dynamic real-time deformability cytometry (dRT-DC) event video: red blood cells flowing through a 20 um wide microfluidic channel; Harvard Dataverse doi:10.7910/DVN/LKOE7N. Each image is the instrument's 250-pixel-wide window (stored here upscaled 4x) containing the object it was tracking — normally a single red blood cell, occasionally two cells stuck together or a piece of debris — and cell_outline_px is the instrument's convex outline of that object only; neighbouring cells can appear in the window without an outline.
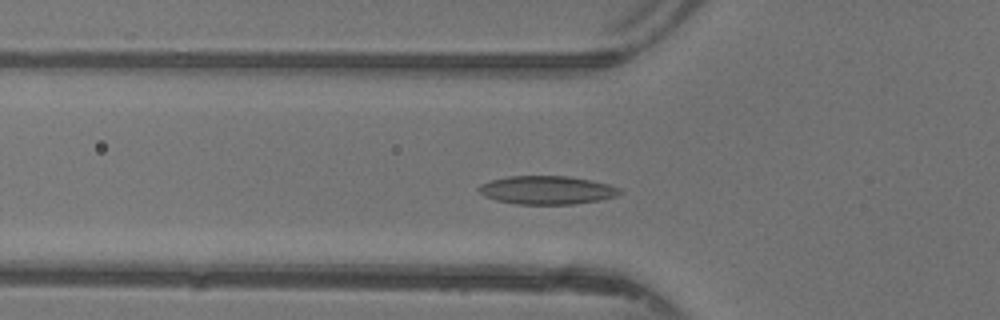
{"species": "common noctule bat (a hibernating species)", "species_latin": "Nyctalus noctula", "temperature_condition": "warm", "stored_images_in_passage": 45, "camera_frame_rate_fps": 3000, "um_per_image_px": 0.085, "animal": {"sex": "female"}, "frame": {"image": 1, "passage_image": 13, "time_ms": 4.0, "image_size_px": [1000, 320], "cell_outline_px": [[624, 192], [616, 196], [600, 200], [572, 204], [516, 204], [496, 200], [484, 196], [476, 188], [480, 184], [492, 180], [508, 176], [568, 176], [592, 180], [608, 184], [620, 188]], "centroid_in_image_um": [46.5, 16.15], "position_along_channel_um": 79.3, "area_um2": 23.41}}
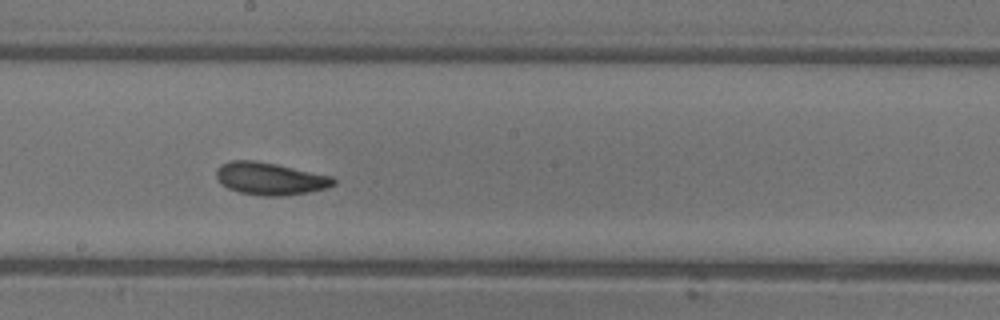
{"frame": {"image": 2, "passage_image": 23, "time_ms": 7.333, "image_size_px": [1000, 320], "cell_outline_px": [[336, 184], [324, 188], [308, 192], [284, 196], [264, 196], [240, 192], [228, 188], [220, 184], [216, 176], [216, 168], [220, 164], [232, 160], [252, 160], [276, 164], [332, 176], [336, 180]], "centroid_in_image_um": [22.93, 15.18], "position_along_channel_um": 225.3, "area_um2": 22.14}}
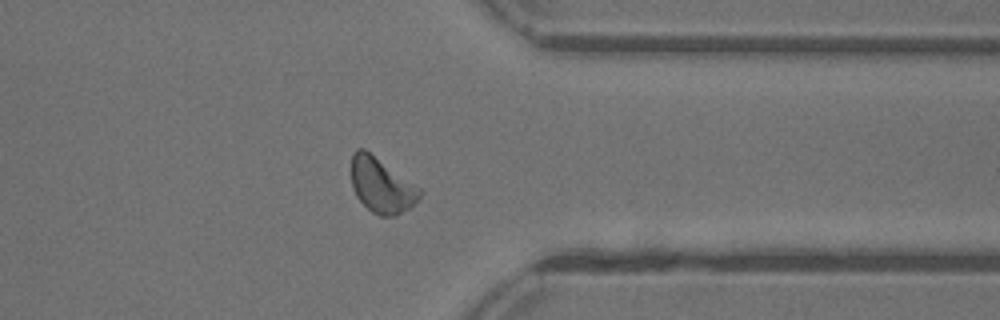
{"frame": {"image": 3, "passage_image": 34, "time_ms": 11.0, "image_size_px": [1000, 320], "cell_outline_px": [[424, 192], [408, 208], [392, 216], [380, 216], [372, 212], [356, 196], [352, 188], [352, 152], [356, 148], [364, 148], [420, 188]], "centroid_in_image_um": [32.4, 15.73], "position_along_channel_um": 379.0, "area_um2": 21.5}, "authors_computed_cell_mechanics": {"area_um2": 21.5594, "velocity_mm_per_s": 4.3529, "shape_relaxation_time_tau1_ms": 2.9896, "shape_relaxation_time_tau2_ms": 2.282, "deformation_change_tau1": 0.0968, "deformation_change_tau2": 0.0821}}